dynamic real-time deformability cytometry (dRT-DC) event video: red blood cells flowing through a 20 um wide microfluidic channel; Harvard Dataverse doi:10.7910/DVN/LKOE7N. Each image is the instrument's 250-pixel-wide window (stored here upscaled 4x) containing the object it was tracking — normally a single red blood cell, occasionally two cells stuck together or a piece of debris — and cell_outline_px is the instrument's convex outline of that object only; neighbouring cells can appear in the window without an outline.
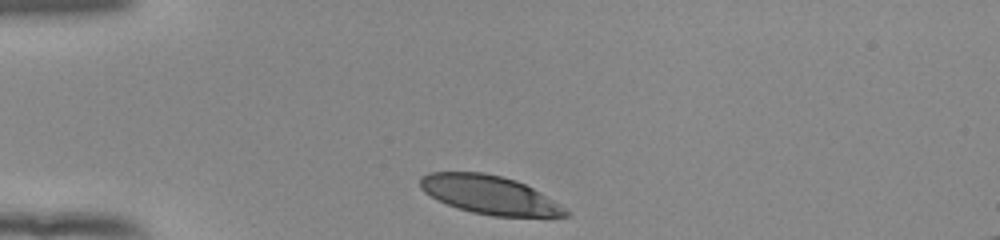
{"species": "human", "species_latin": "Homo sapiens", "temperature_condition": "room temperature", "stored_images_in_passage": 32, "camera_frame_rate_fps": 3000, "um_per_image_px": 0.085, "donor": {"sex": "female"}, "frame": {"image": 1, "passage_image": 1, "time_ms": 0.0, "image_size_px": [1000, 240], "cell_outline_px": [[572, 212], [568, 216], [548, 220], [492, 216], [472, 212], [456, 208], [436, 200], [424, 192], [420, 188], [420, 176], [428, 172], [484, 172], [516, 180], [540, 192], [560, 204]], "centroid_in_image_um": [41.71, 16.62], "position_along_channel_um": 43.3, "area_um2": 33.81}}
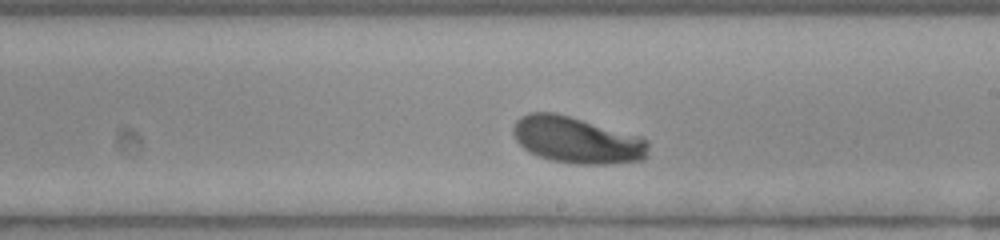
{"frame": {"image": 2, "passage_image": 19, "time_ms": 6.0, "image_size_px": [1000, 240], "cell_outline_px": [[648, 156], [644, 160], [608, 164], [576, 164], [552, 160], [540, 156], [524, 148], [516, 140], [512, 132], [512, 128], [516, 120], [520, 116], [528, 112], [556, 112], [640, 136], [648, 140]], "centroid_in_image_um": [49.04, 11.9], "position_along_channel_um": 240.0, "area_um2": 36.76}}
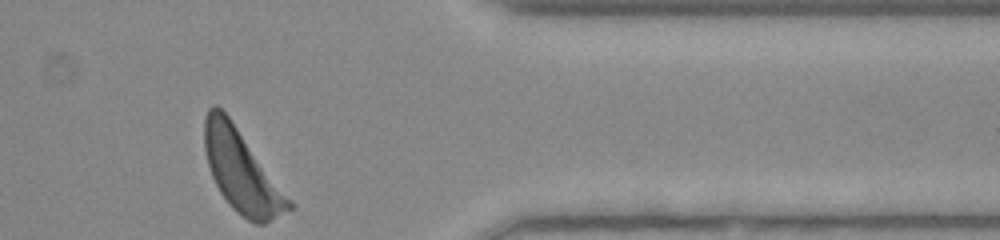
{"frame": {"image": 3, "passage_image": 32, "time_ms": 10.333, "image_size_px": [1000, 240], "cell_outline_px": [[296, 204], [292, 208], [264, 224], [256, 224], [248, 220], [236, 212], [228, 204], [220, 192], [212, 176], [208, 164], [204, 148], [204, 120], [208, 108], [212, 104], [216, 104], [228, 116]], "centroid_in_image_um": [20.55, 14.57], "position_along_channel_um": 390.9, "area_um2": 40.17}, "authors_computed_cell_mechanics": {"area_um2": 35.9516, "velocity_mm_per_s": 3.8409, "shape_relaxation_time_tau1_ms": 3.0585, "shape_relaxation_time_tau2_ms": null, "deformation_change_tau1": 0.1667, "deformation_change_tau2": null}}